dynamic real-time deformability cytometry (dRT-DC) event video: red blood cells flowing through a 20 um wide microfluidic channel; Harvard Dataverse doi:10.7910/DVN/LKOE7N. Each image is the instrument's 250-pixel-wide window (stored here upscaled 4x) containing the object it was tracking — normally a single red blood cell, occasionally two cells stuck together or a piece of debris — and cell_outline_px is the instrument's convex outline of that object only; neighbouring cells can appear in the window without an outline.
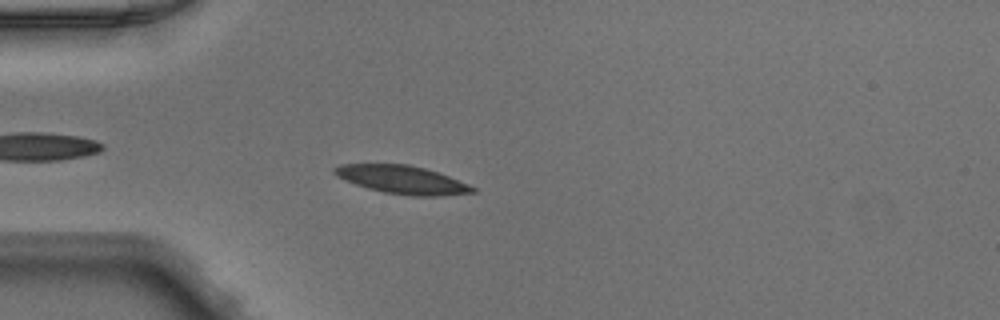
{"species": "Egyptian fruit bat (a non-hibernating species)", "species_latin": "Rousettus aegyptiacus", "temperature_condition": "warm", "stored_images_in_passage": 48, "camera_frame_rate_fps": 3000, "um_per_image_px": 0.085, "animal": {"sex": "male"}, "frame": {"image": 1, "passage_image": 13, "time_ms": 4.0, "image_size_px": [1000, 320], "cell_outline_px": [[476, 192], [444, 196], [412, 196], [384, 192], [368, 188], [344, 180], [336, 176], [332, 172], [332, 168], [340, 164], [408, 164], [424, 168], [448, 176], [468, 184], [476, 188]], "centroid_in_image_um": [34.17, 15.27], "position_along_channel_um": 50.8, "area_um2": 22.66}}
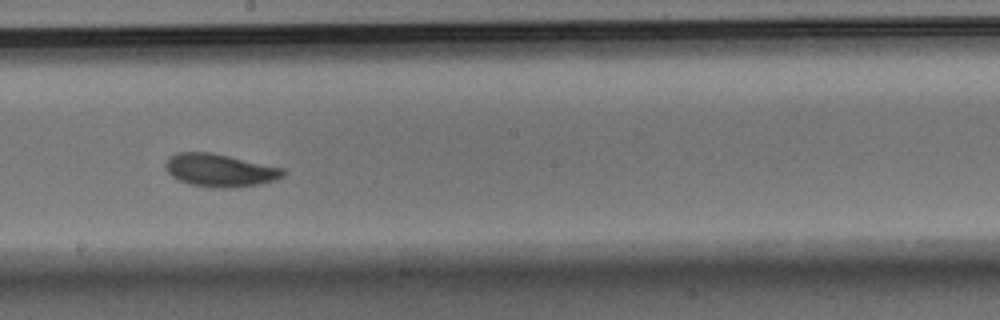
{"frame": {"image": 2, "passage_image": 27, "time_ms": 8.667, "image_size_px": [1000, 320], "cell_outline_px": [[284, 176], [260, 184], [228, 188], [212, 188], [188, 184], [172, 176], [168, 172], [164, 164], [168, 156], [176, 152], [212, 152], [284, 168]], "centroid_in_image_um": [18.65, 14.46], "position_along_channel_um": 229.6, "area_um2": 22.6}}
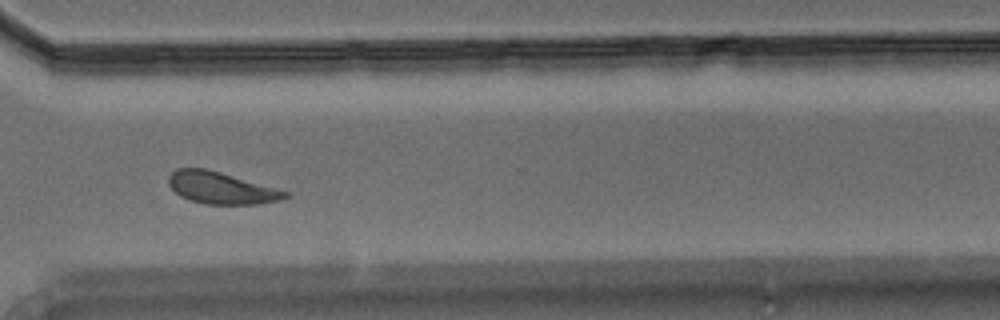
{"frame": {"image": 3, "passage_image": 36, "time_ms": 11.667, "image_size_px": [1000, 320], "cell_outline_px": [[288, 196], [280, 200], [256, 204], [208, 204], [192, 200], [180, 196], [168, 184], [168, 176], [176, 168], [204, 168], [220, 172], [288, 192]], "centroid_in_image_um": [18.75, 15.97], "position_along_channel_um": 351.8, "area_um2": 21.21}}